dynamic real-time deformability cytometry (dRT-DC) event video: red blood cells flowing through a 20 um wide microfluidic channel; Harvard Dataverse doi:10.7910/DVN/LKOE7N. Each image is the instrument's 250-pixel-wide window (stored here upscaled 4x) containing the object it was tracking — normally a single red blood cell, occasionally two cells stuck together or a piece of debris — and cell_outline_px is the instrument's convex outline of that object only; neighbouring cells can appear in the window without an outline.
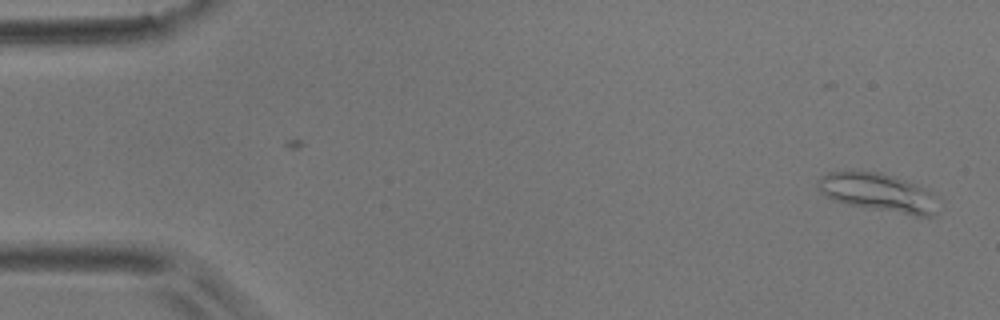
{"species": "common noctule bat (a hibernating species)", "species_latin": "Nyctalus noctula", "temperature_condition": "room temperature", "stored_images_in_passage": 55, "camera_frame_rate_fps": 3000, "um_per_image_px": 0.085, "animal": {"sex": "male", "body_mass_g": 17.9}, "frame": {"image": 1, "passage_image": 2, "time_ms": 0.333, "image_size_px": [1000, 320], "cell_outline_px": [[936, 212], [932, 216], [916, 216], [864, 208], [832, 200], [816, 184], [816, 180], [820, 176], [828, 172], [856, 168], [880, 172], [896, 176], [932, 188], [936, 196]], "centroid_in_image_um": [74.68, 16.31], "position_along_channel_um": 10.3, "area_um2": 28.09}}
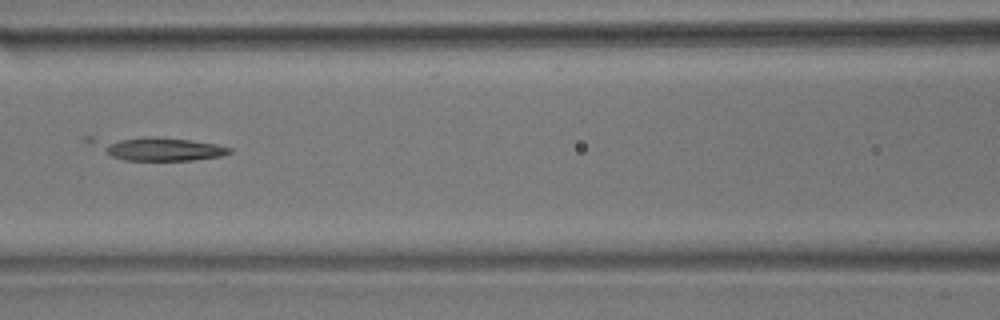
{"frame": {"image": 2, "passage_image": 24, "time_ms": 7.667, "image_size_px": [1000, 320], "cell_outline_px": [[232, 152], [220, 156], [192, 160], [124, 160], [112, 156], [84, 144], [84, 136], [156, 136], [192, 140], [216, 144], [232, 148]], "centroid_in_image_um": [13.17, 12.58], "position_along_channel_um": 153.4, "area_um2": 19.83}}
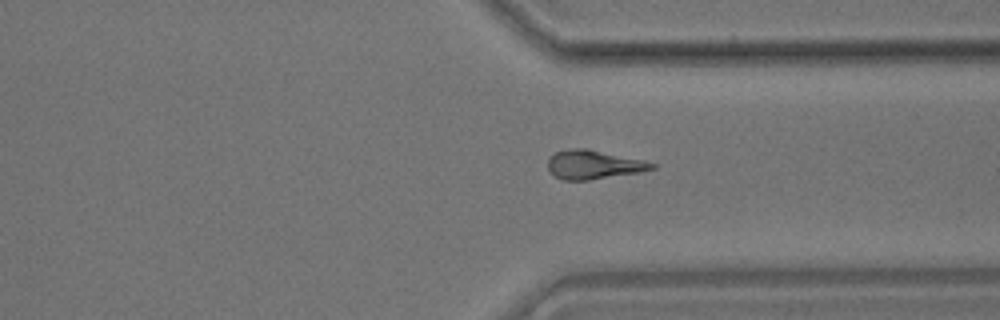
{"frame": {"image": 3, "passage_image": 41, "time_ms": 13.333, "image_size_px": [1000, 320], "cell_outline_px": [[656, 168], [640, 172], [588, 180], [564, 180], [556, 176], [548, 168], [548, 156], [556, 152], [568, 148], [588, 148], [644, 160], [656, 164]], "centroid_in_image_um": [50.46, 13.98], "position_along_channel_um": 360.9, "area_um2": 17.57}, "authors_computed_cell_mechanics": {"area_um2": 18.3226, "velocity_mm_per_s": 3.6695, "shape_relaxation_time_tau1_ms": null, "shape_relaxation_time_tau2_ms": 3.994, "deformation_change_tau1": null, "deformation_change_tau2": 0.1585}}